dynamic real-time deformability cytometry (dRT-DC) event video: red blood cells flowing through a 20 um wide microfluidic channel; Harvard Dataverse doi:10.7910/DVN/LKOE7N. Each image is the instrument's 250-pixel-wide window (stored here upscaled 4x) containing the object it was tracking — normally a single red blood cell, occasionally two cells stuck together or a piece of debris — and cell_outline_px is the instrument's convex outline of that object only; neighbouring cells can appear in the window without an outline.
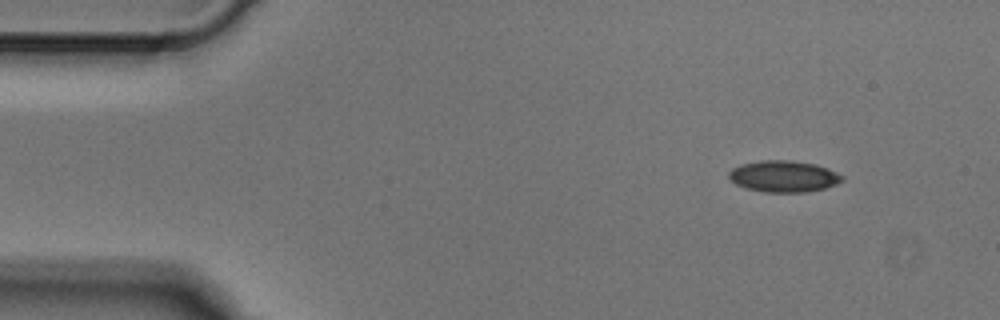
{"species": "Egyptian fruit bat (a non-hibernating species)", "species_latin": "Rousettus aegyptiacus", "temperature_condition": "cold", "stored_images_in_passage": 4, "camera_frame_rate_fps": 3000, "um_per_image_px": 0.085, "animal": {"sex": "male"}, "frame": {"image": 1, "passage_image": 1, "time_ms": 0.0, "image_size_px": [1000, 320], "cell_outline_px": [[844, 180], [836, 184], [824, 188], [804, 192], [764, 192], [748, 188], [736, 184], [728, 176], [728, 172], [732, 168], [740, 164], [760, 160], [792, 160], [812, 164], [828, 168], [844, 176]], "centroid_in_image_um": [66.6, 14.98], "position_along_channel_um": 18.4, "area_um2": 20.69}}
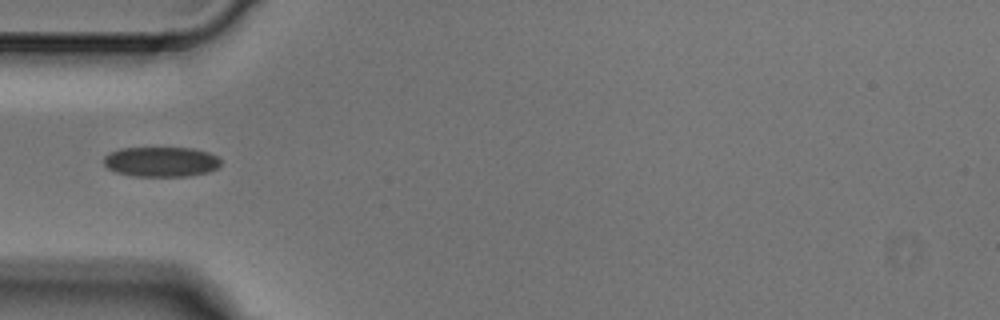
{"frame": {"image": 2, "passage_image": 4, "time_ms": 1.0, "image_size_px": [1000, 320], "cell_outline_px": [[220, 164], [216, 168], [208, 172], [188, 176], [132, 176], [116, 172], [108, 168], [104, 164], [104, 156], [120, 148], [192, 148], [208, 152], [216, 156], [220, 160]], "centroid_in_image_um": [13.68, 13.75], "position_along_channel_um": 71.3, "area_um2": 20.35}}